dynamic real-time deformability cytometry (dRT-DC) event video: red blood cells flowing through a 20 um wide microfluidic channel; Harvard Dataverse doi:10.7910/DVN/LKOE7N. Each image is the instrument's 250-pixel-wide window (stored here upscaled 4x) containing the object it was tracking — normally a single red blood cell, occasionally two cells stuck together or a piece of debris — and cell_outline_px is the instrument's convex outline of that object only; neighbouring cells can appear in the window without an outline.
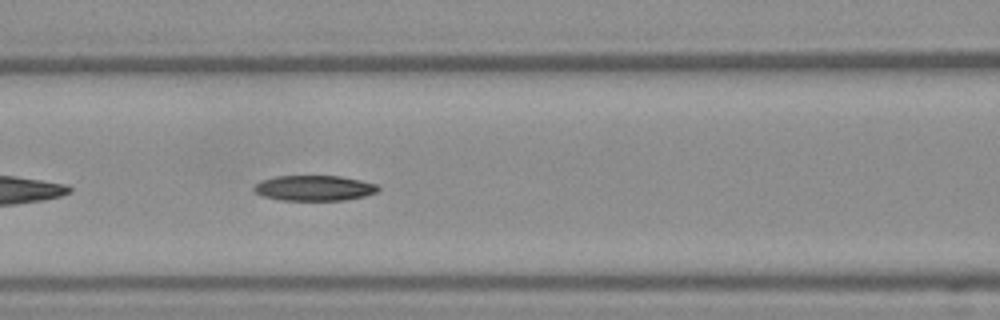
{"species": "Egyptian fruit bat (a non-hibernating species)", "species_latin": "Rousettus aegyptiacus", "temperature_condition": "warm", "stored_images_in_passage": 46, "segment_of_instrument_passage": [2, 2], "camera_frame_rate_fps": 3000, "um_per_image_px": 0.085, "frame": {"image": 1, "passage_image": 20, "time_ms": 6.333, "image_size_px": [1000, 320], "cell_outline_px": [[380, 188], [376, 192], [364, 196], [344, 200], [280, 200], [264, 196], [256, 192], [252, 188], [260, 180], [276, 176], [340, 176], [360, 180], [376, 184]], "centroid_in_image_um": [26.69, 15.98], "position_along_channel_um": 139.9, "area_um2": 18.26}}
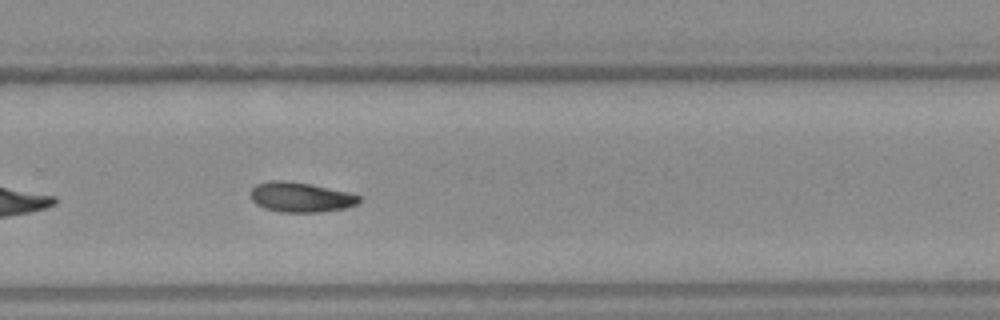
{"frame": {"image": 2, "passage_image": 31, "time_ms": 10.0, "image_size_px": [1000, 320], "cell_outline_px": [[360, 200], [356, 204], [344, 208], [320, 212], [280, 212], [264, 208], [256, 204], [252, 200], [248, 192], [256, 184], [268, 180], [288, 180], [348, 192], [360, 196]], "centroid_in_image_um": [25.48, 16.75], "position_along_channel_um": 304.3, "area_um2": 18.96}}
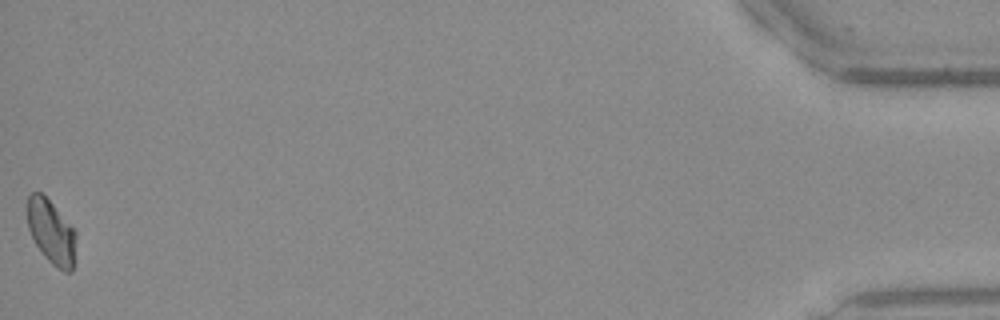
{"frame": {"image": 3, "passage_image": 46, "time_ms": 15.0, "image_size_px": [1000, 320], "cell_outline_px": [[76, 236], [72, 272], [64, 272], [52, 264], [44, 256], [36, 244], [28, 228], [28, 196], [32, 192], [40, 192], [52, 204], [76, 232]], "centroid_in_image_um": [4.36, 19.74], "position_along_channel_um": 430.8, "area_um2": 17.74}}